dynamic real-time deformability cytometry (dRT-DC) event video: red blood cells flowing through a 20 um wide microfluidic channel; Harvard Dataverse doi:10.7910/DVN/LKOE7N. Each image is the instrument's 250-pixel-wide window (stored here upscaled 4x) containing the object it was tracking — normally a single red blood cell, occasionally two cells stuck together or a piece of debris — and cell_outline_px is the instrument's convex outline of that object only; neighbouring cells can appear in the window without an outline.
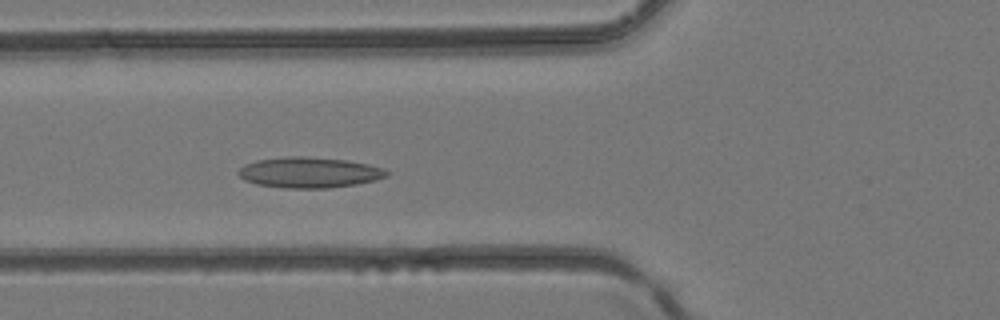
{"species": "common noctule bat (a hibernating species)", "species_latin": "Nyctalus noctula", "temperature_condition": "room temperature", "stored_images_in_passage": 40, "camera_frame_rate_fps": 3000, "um_per_image_px": 0.085, "animal": {"sex": "female", "body_mass_g": 24.6, "forearm_length_mm": 56.2}, "frame": {"image": 1, "passage_image": 14, "time_ms": 4.333, "image_size_px": [1000, 320], "cell_outline_px": [[392, 172], [388, 176], [376, 180], [356, 184], [328, 188], [284, 188], [256, 184], [244, 180], [236, 172], [244, 164], [256, 160], [288, 156], [308, 156], [348, 160], [368, 164], [384, 168]], "centroid_in_image_um": [26.31, 14.65], "position_along_channel_um": 99.5, "area_um2": 26.82}}
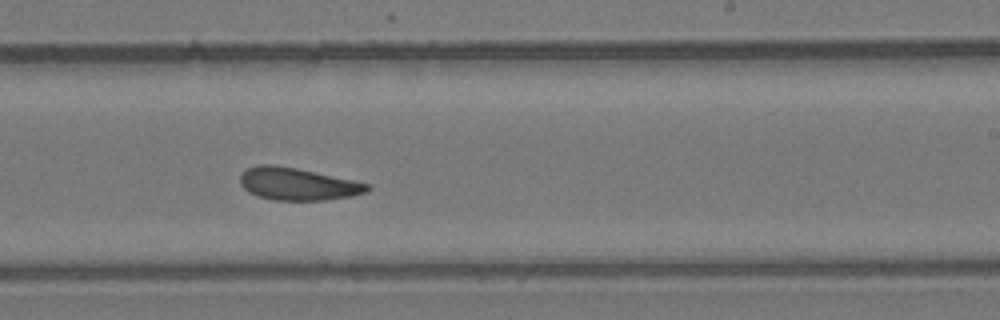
{"frame": {"image": 2, "passage_image": 24, "time_ms": 7.667, "image_size_px": [1000, 320], "cell_outline_px": [[372, 188], [368, 192], [352, 196], [324, 200], [276, 200], [260, 196], [248, 192], [240, 184], [240, 172], [256, 164], [272, 164], [296, 168], [372, 184]], "centroid_in_image_um": [25.31, 15.63], "position_along_channel_um": 263.7, "area_um2": 24.1}}
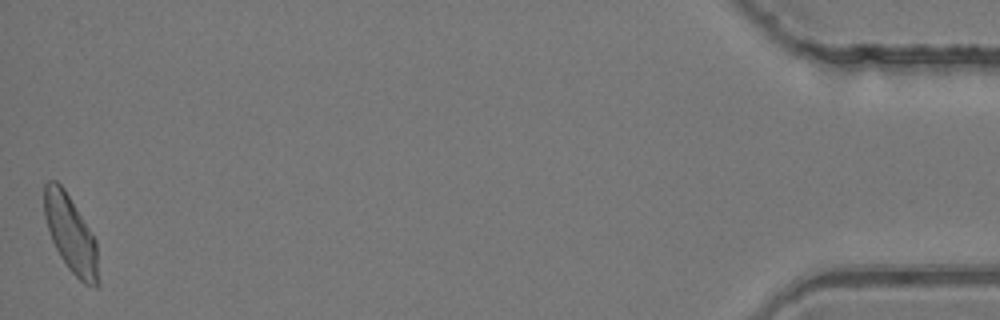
{"frame": {"image": 3, "passage_image": 40, "time_ms": 13.0, "image_size_px": [1000, 320], "cell_outline_px": [[100, 284], [96, 288], [84, 284], [68, 268], [60, 256], [52, 240], [44, 216], [44, 184], [48, 180], [56, 180], [64, 188], [96, 240]], "centroid_in_image_um": [6.03, 19.92], "position_along_channel_um": 429.2, "area_um2": 24.28}}